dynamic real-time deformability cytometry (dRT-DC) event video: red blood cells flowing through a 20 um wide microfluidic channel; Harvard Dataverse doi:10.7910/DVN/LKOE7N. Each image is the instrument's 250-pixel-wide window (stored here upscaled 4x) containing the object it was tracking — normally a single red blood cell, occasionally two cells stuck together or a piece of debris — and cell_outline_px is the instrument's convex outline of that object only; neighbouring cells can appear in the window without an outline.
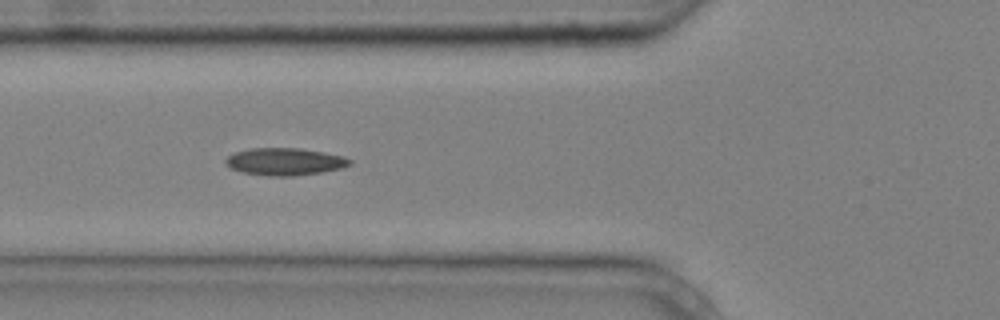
{"species": "common noctule bat (a hibernating species)", "species_latin": "Nyctalus noctula", "temperature_condition": "cold", "stored_images_in_passage": 8, "camera_frame_rate_fps": 3000, "um_per_image_px": 0.085, "animal": {"sex": "male", "body_mass_g": 20.4}, "frame": {"image": 1, "passage_image": 5, "time_ms": 1.333, "image_size_px": [1000, 320], "cell_outline_px": [[352, 164], [340, 168], [320, 172], [292, 176], [268, 176], [244, 172], [232, 168], [224, 164], [224, 160], [228, 156], [236, 152], [252, 148], [300, 148], [324, 152], [344, 156], [352, 160]], "centroid_in_image_um": [24.22, 13.73], "position_along_channel_um": 101.6, "area_um2": 19.65}}